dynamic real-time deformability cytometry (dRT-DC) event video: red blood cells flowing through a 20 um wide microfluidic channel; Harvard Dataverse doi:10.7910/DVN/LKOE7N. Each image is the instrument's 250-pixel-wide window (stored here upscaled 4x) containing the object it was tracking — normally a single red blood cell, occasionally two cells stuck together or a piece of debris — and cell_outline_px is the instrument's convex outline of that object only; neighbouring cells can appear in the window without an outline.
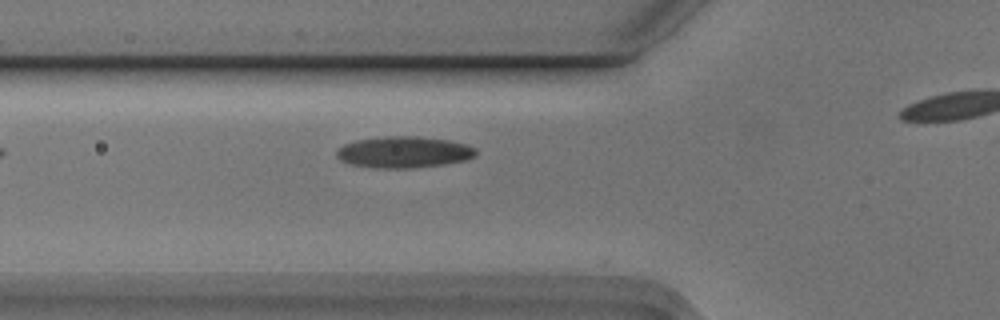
{"species": "Egyptian fruit bat (a non-hibernating species)", "species_latin": "Rousettus aegyptiacus", "temperature_condition": "cold", "stored_images_in_passage": 7, "camera_frame_rate_fps": 3000, "um_per_image_px": 0.085, "animal": {"sex": "male"}, "frame": {"image": 1, "passage_image": 4, "time_ms": 1.0, "image_size_px": [1000, 320], "cell_outline_px": [[476, 156], [468, 160], [444, 164], [412, 168], [376, 168], [352, 164], [340, 160], [336, 156], [336, 148], [344, 144], [356, 140], [384, 136], [416, 136], [448, 140], [468, 144], [476, 148]], "centroid_in_image_um": [34.34, 12.93], "position_along_channel_um": 91.5, "area_um2": 25.72}}